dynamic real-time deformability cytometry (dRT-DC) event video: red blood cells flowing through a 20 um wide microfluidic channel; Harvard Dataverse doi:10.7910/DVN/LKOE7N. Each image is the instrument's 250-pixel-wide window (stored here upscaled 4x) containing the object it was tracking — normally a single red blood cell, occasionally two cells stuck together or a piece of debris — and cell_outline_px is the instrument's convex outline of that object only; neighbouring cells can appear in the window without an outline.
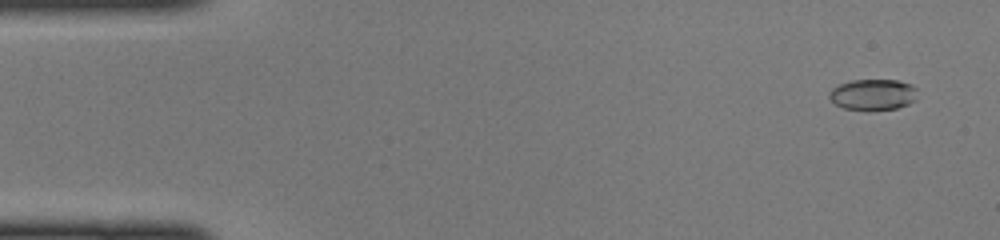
{"species": "common noctule bat (a hibernating species)", "species_latin": "Nyctalus noctula", "temperature_condition": "cold", "stored_images_in_passage": 47, "camera_frame_rate_fps": 3000, "um_per_image_px": 0.085, "animal": {"sex": "female", "body_mass_g": 22.0, "forearm_length_mm": 56.7}, "frame": {"image": 1, "passage_image": 3, "time_ms": 0.667, "image_size_px": [1000, 240], "cell_outline_px": [[916, 100], [908, 104], [896, 108], [872, 112], [868, 112], [844, 108], [836, 104], [828, 96], [828, 92], [832, 88], [840, 84], [852, 80], [896, 80], [912, 84], [916, 88]], "centroid_in_image_um": [74.2, 8.06], "position_along_channel_um": 10.8, "area_um2": 16.3}}
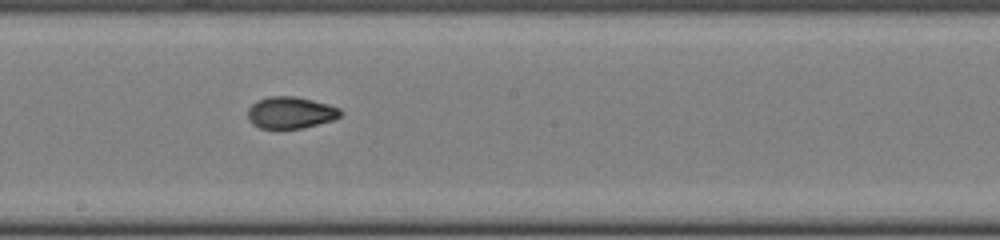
{"frame": {"image": 2, "passage_image": 26, "time_ms": 8.333, "image_size_px": [1000, 240], "cell_outline_px": [[344, 112], [340, 116], [332, 120], [304, 128], [260, 128], [252, 124], [248, 120], [248, 108], [256, 100], [268, 96], [296, 96], [328, 104], [340, 108]], "centroid_in_image_um": [24.69, 9.56], "position_along_channel_um": 223.5, "area_um2": 17.28}}
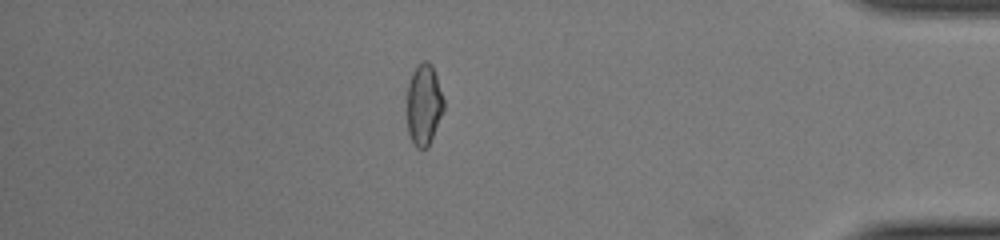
{"frame": {"image": 3, "passage_image": 41, "time_ms": 13.333, "image_size_px": [1000, 240], "cell_outline_px": [[444, 108], [428, 148], [416, 148], [408, 132], [408, 84], [412, 72], [424, 60], [428, 60], [432, 64], [444, 100]], "centroid_in_image_um": [36.04, 8.89], "position_along_channel_um": 399.2, "area_um2": 17.11}}